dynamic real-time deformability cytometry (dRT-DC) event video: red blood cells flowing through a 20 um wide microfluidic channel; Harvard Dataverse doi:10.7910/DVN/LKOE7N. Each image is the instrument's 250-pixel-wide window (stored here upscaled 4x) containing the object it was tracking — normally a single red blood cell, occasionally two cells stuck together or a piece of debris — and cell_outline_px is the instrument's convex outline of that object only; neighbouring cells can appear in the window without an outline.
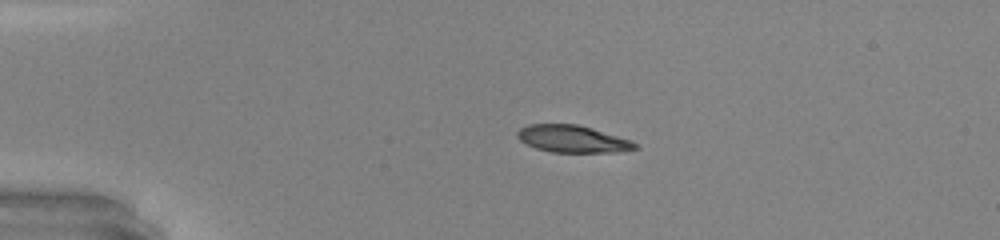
{"species": "common noctule bat (a hibernating species)", "species_latin": "Nyctalus noctula", "temperature_condition": "warm", "stored_images_in_passage": 38, "camera_frame_rate_fps": 3000, "um_per_image_px": 0.085, "animal": {"sex": "male", "body_mass_g": 20.0, "forearm_length_mm": 53.3}, "frame": {"image": 1, "passage_image": 1, "time_ms": 0.0, "image_size_px": [1000, 240], "cell_outline_px": [[640, 148], [620, 152], [552, 152], [536, 148], [520, 140], [516, 136], [516, 132], [520, 128], [528, 124], [576, 124], [592, 128], [632, 140]], "centroid_in_image_um": [48.68, 11.81], "position_along_channel_um": 36.3, "area_um2": 18.67}}
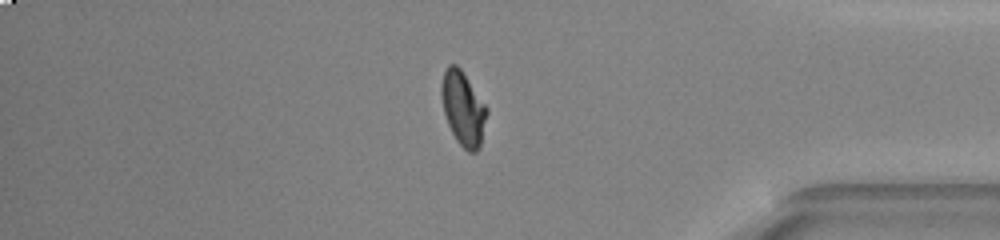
{"frame": {"image": 2, "passage_image": 31, "time_ms": 10.0, "image_size_px": [1000, 240], "cell_outline_px": [[488, 112], [480, 148], [476, 152], [468, 152], [456, 140], [448, 124], [444, 112], [440, 92], [440, 84], [444, 72], [448, 64], [456, 64], [460, 68], [488, 108]], "centroid_in_image_um": [39.37, 9.22], "position_along_channel_um": 395.8, "area_um2": 19.65}}
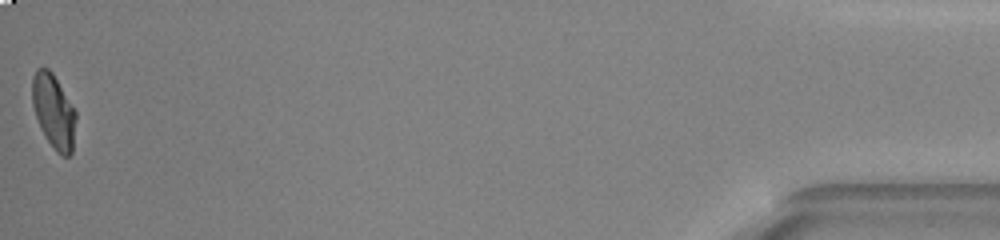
{"frame": {"image": 3, "passage_image": 38, "time_ms": 12.333, "image_size_px": [1000, 240], "cell_outline_px": [[76, 120], [72, 152], [68, 156], [60, 156], [56, 152], [40, 128], [32, 104], [32, 76], [36, 68], [48, 68], [52, 72], [76, 112]], "centroid_in_image_um": [4.55, 9.46], "position_along_channel_um": 430.6, "area_um2": 18.79}, "authors_computed_cell_mechanics": {"area_um2": 19.5942, "velocity_mm_per_s": 4.3489, "shape_relaxation_time_tau1_ms": 3.788, "shape_relaxation_time_tau2_ms": 0.8103, "deformation_change_tau1": 0.1893, "deformation_change_tau2": 0.0414}}